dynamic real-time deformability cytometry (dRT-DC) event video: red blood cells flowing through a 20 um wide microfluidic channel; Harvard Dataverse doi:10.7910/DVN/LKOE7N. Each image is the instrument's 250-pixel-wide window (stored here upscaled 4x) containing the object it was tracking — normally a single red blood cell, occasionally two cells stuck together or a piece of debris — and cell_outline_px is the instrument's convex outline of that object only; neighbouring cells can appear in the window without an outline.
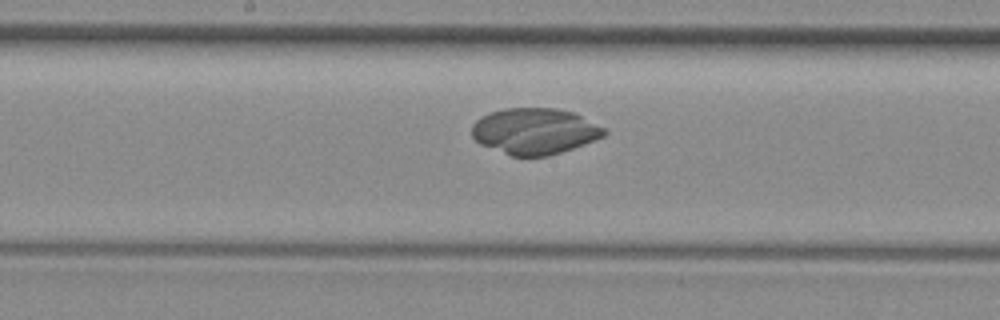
{"species": "common noctule bat (a hibernating species)", "species_latin": "Nyctalus noctula", "temperature_condition": "room temperature", "stored_images_in_passage": 7, "segment_of_instrument_passage": [2, 3], "camera_frame_rate_fps": 3000, "um_per_image_px": 0.085, "animal": {"sex": "female", "body_mass_g": 29.2, "forearm_length_mm": 56.3}, "frame": {"image": 1, "passage_image": 6, "time_ms": 7.667, "image_size_px": [1000, 320], "cell_outline_px": [[608, 132], [604, 136], [572, 148], [548, 156], [512, 156], [480, 144], [472, 136], [472, 124], [480, 116], [488, 112], [504, 108], [556, 108], [572, 112], [604, 128]], "centroid_in_image_um": [45.4, 11.14], "position_along_channel_um": 202.8, "area_um2": 35.37}}